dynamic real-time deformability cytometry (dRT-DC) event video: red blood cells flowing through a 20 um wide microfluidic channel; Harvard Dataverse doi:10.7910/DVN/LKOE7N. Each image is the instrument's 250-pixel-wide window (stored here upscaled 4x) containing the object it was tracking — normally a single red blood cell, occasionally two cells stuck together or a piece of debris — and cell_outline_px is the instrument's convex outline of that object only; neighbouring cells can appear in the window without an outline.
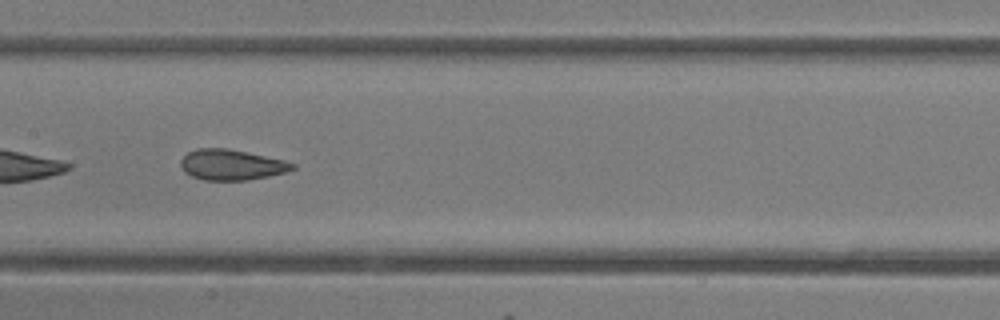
{"species": "common noctule bat (a hibernating species)", "species_latin": "Nyctalus noctula", "temperature_condition": "room temperature", "stored_images_in_passage": 42, "camera_frame_rate_fps": 3000, "um_per_image_px": 0.085, "animal": {"sex": "female"}, "frame": {"image": 1, "passage_image": 24, "time_ms": 7.667, "image_size_px": [1000, 320], "cell_outline_px": [[296, 168], [284, 172], [268, 176], [248, 180], [204, 180], [192, 176], [184, 172], [180, 164], [180, 160], [188, 152], [196, 148], [228, 148], [284, 160], [296, 164]], "centroid_in_image_um": [19.66, 14.0], "position_along_channel_um": 187.7, "area_um2": 19.88}}
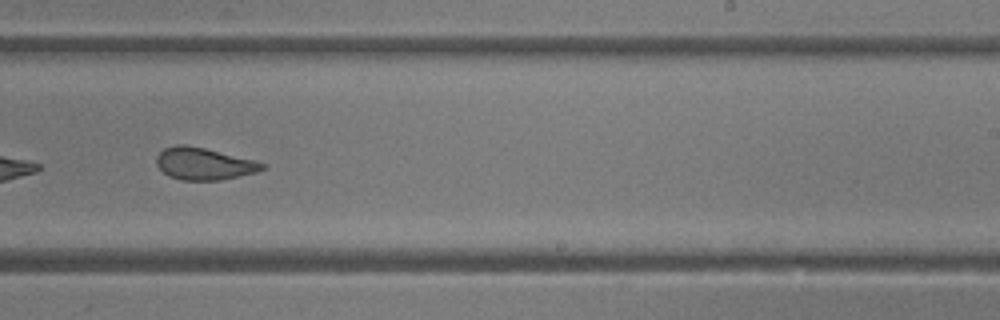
{"frame": {"image": 2, "passage_image": 30, "time_ms": 9.667, "image_size_px": [1000, 320], "cell_outline_px": [[264, 168], [256, 172], [220, 180], [180, 180], [168, 176], [156, 164], [156, 156], [164, 148], [176, 144], [184, 144], [204, 148], [252, 160], [264, 164]], "centroid_in_image_um": [17.26, 13.92], "position_along_channel_um": 271.7, "area_um2": 19.48}, "authors_computed_cell_mechanics": {"area_um2": 21.8484, "velocity_mm_per_s": 4.2244, "shape_relaxation_time_tau1_ms": null, "shape_relaxation_time_tau2_ms": 1.3907, "deformation_change_tau1": null, "deformation_change_tau2": 0.0907}}